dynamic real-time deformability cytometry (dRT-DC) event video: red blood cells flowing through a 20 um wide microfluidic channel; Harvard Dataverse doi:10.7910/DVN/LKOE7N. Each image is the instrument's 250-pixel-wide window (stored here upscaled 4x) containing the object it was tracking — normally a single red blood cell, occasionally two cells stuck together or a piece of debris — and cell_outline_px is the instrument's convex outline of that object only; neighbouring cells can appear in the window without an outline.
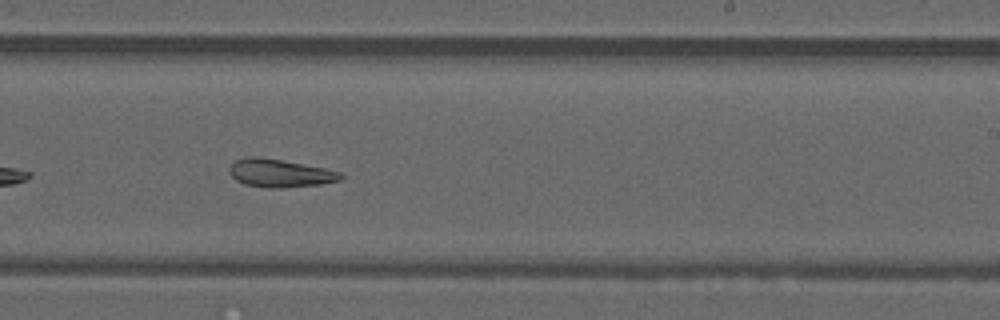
{"species": "common noctule bat (a hibernating species)", "species_latin": "Nyctalus noctula", "temperature_condition": "warm", "stored_images_in_passage": 27, "camera_frame_rate_fps": 3000, "um_per_image_px": 0.085, "animal": {"sex": "male", "forearm_length_mm": 52.5}, "frame": {"image": 1, "passage_image": 16, "time_ms": 5.0, "image_size_px": [1000, 320], "cell_outline_px": [[344, 176], [340, 180], [320, 184], [280, 188], [272, 188], [244, 184], [236, 180], [228, 172], [228, 168], [236, 160], [244, 156], [260, 156], [324, 168], [340, 172]], "centroid_in_image_um": [23.75, 14.71], "position_along_channel_um": 265.3, "area_um2": 18.15}, "authors_computed_cell_mechanics": {"area_um2": 18.207, "velocity_mm_per_s": 4.1819, "shape_relaxation_time_tau1_ms": null, "shape_relaxation_time_tau2_ms": 4.0429, "deformation_change_tau1": null, "deformation_change_tau2": 0.1322}}